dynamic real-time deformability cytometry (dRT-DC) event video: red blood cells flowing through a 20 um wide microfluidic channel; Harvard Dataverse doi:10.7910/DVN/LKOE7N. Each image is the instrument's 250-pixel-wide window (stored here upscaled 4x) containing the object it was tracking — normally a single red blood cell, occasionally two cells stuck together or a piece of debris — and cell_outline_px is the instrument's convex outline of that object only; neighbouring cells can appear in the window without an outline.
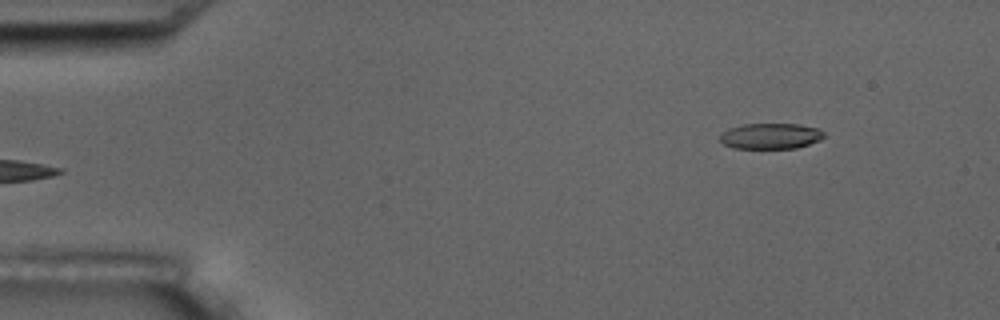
{"species": "common noctule bat (a hibernating species)", "species_latin": "Nyctalus noctula", "temperature_condition": "room temperature", "stored_images_in_passage": 5, "segment_of_instrument_passage": [2, 2], "camera_frame_rate_fps": 3000, "um_per_image_px": 0.085, "animal": {"sex": "male", "body_mass_g": 17.5, "forearm_length_mm": 52.3}, "frame": {"image": 1, "passage_image": 5, "time_ms": 5.333, "image_size_px": [1000, 320], "cell_outline_px": [[824, 136], [820, 140], [796, 148], [732, 148], [724, 144], [720, 140], [720, 136], [728, 128], [744, 124], [800, 124], [820, 128], [824, 132]], "centroid_in_image_um": [65.52, 11.56], "position_along_channel_um": 19.5, "area_um2": 15.61}}